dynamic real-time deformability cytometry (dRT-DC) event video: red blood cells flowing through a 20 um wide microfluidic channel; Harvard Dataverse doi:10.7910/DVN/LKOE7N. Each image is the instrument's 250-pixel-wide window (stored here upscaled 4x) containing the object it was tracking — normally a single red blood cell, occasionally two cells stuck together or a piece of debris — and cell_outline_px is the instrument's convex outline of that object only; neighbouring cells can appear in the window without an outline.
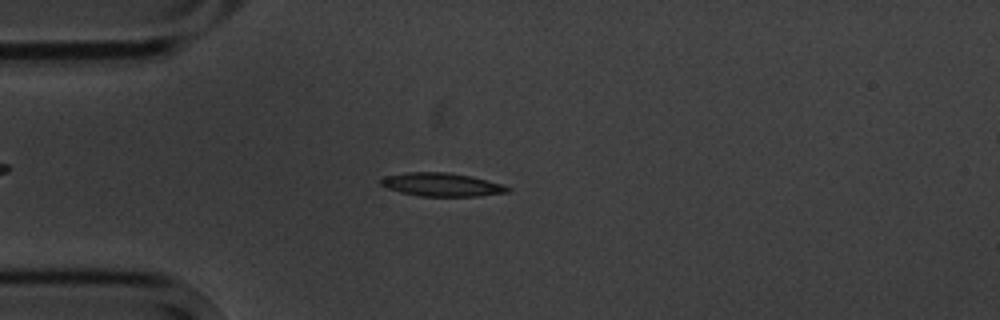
{"species": "common noctule bat (a hibernating species)", "species_latin": "Nyctalus noctula", "temperature_condition": "cold", "stored_images_in_passage": 4, "camera_frame_rate_fps": 3000, "um_per_image_px": 0.085, "animal": {"sex": "male", "body_mass_g": 20.1, "forearm_length_mm": 53.5}, "frame": {"image": 1, "passage_image": 4, "time_ms": 3.333, "image_size_px": [1000, 320], "cell_outline_px": [[512, 188], [508, 192], [480, 196], [420, 196], [400, 192], [388, 188], [380, 184], [380, 180], [384, 176], [408, 172], [448, 172], [472, 176], [500, 184]], "centroid_in_image_um": [37.54, 15.69], "position_along_channel_um": 47.5, "area_um2": 17.22}}